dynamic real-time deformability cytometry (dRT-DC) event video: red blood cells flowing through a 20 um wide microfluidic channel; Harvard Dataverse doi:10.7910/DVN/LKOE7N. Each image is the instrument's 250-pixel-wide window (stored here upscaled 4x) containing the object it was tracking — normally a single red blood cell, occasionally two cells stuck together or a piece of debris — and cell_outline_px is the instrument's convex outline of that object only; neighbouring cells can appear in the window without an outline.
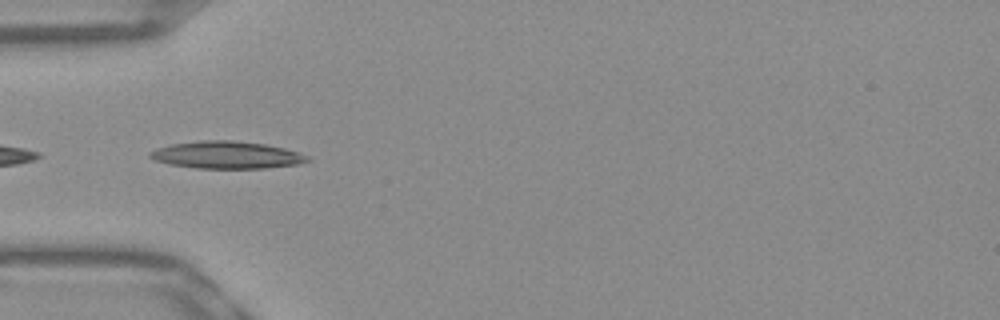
{"species": "Egyptian fruit bat (a non-hibernating species)", "species_latin": "Rousettus aegyptiacus", "temperature_condition": "warm", "stored_images_in_passage": 5, "camera_frame_rate_fps": 3000, "um_per_image_px": 0.085, "frame": {"image": 1, "passage_image": 1, "time_ms": 0.0, "image_size_px": [1000, 320], "cell_outline_px": [[312, 160], [300, 164], [264, 168], [196, 168], [168, 164], [156, 160], [148, 156], [148, 152], [156, 148], [172, 144], [200, 140], [232, 140], [264, 144], [284, 148], [300, 152], [308, 156]], "centroid_in_image_um": [19.28, 13.17], "position_along_channel_um": 65.7, "area_um2": 25.14}}